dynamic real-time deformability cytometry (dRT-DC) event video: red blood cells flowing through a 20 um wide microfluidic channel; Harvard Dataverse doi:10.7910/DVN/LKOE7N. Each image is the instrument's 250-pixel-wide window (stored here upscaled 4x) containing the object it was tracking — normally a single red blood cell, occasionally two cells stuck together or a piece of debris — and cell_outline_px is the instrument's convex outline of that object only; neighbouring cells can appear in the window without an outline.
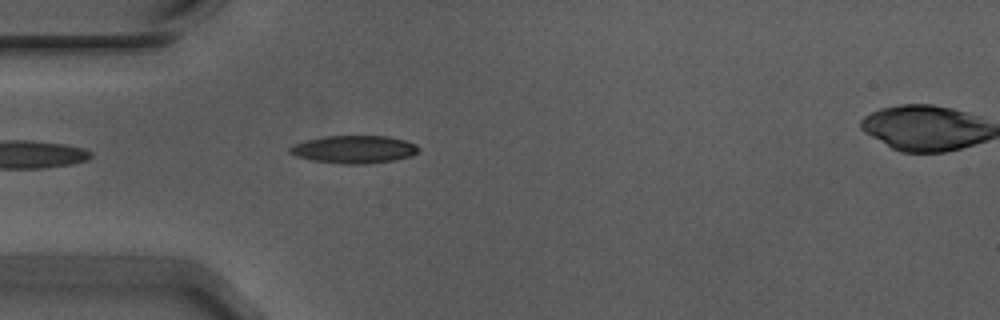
{"species": "Egyptian fruit bat (a non-hibernating species)", "species_latin": "Rousettus aegyptiacus", "temperature_condition": "warm", "stored_images_in_passage": 41, "segment_of_instrument_passage": [1, 2], "camera_frame_rate_fps": 3000, "um_per_image_px": 0.085, "animal": {"sex": "male"}, "frame": {"image": 1, "passage_image": 1, "time_ms": 0.0, "image_size_px": [1000, 320], "cell_outline_px": [[420, 148], [412, 156], [392, 160], [368, 164], [340, 164], [312, 160], [296, 156], [288, 152], [288, 148], [304, 140], [324, 136], [388, 136], [404, 140], [416, 144]], "centroid_in_image_um": [30.08, 12.7], "position_along_channel_um": 54.9, "area_um2": 20.87}}
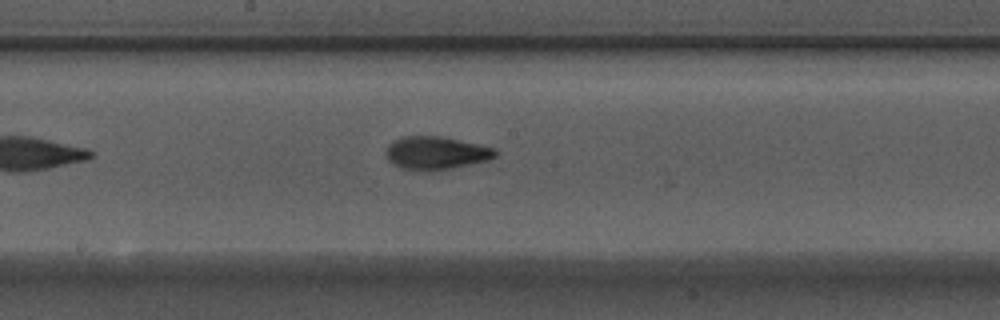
{"frame": {"image": 2, "passage_image": 14, "time_ms": 4.333, "image_size_px": [1000, 320], "cell_outline_px": [[500, 152], [496, 156], [488, 160], [452, 168], [428, 172], [400, 168], [392, 164], [388, 160], [384, 152], [388, 144], [404, 136], [440, 136], [496, 148]], "centroid_in_image_um": [37.05, 13.02], "position_along_channel_um": 211.2, "area_um2": 21.27}}
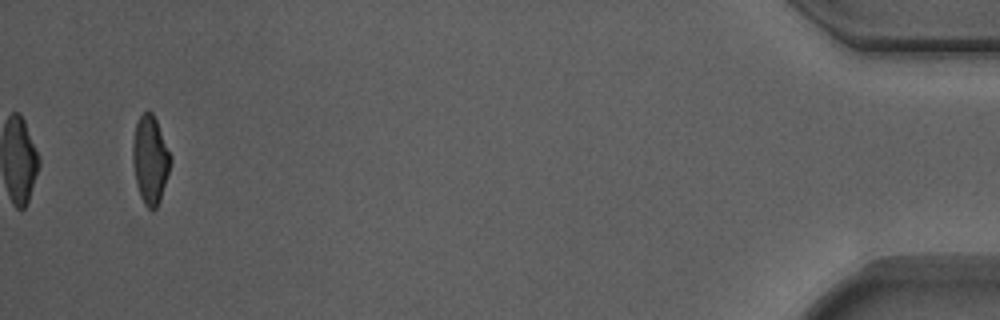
{"frame": {"image": 3, "passage_image": 38, "time_ms": 12.333, "image_size_px": [1000, 320], "cell_outline_px": [[172, 160], [160, 200], [156, 208], [152, 212], [144, 204], [140, 196], [136, 184], [132, 160], [132, 144], [136, 124], [140, 116], [144, 112], [152, 112], [156, 120], [172, 156]], "centroid_in_image_um": [12.76, 13.6], "position_along_channel_um": 422.4, "area_um2": 19.42}}